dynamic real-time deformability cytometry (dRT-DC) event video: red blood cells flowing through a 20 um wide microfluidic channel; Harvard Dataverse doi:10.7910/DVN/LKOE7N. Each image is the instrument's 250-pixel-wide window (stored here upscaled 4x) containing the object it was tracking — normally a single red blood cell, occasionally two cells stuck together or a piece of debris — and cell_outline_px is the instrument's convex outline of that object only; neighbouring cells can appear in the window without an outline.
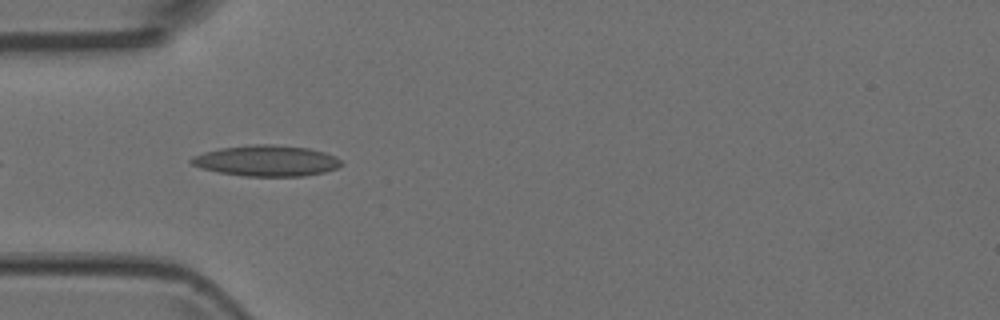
{"species": "Egyptian fruit bat (a non-hibernating species)", "species_latin": "Rousettus aegyptiacus", "temperature_condition": "room temperature", "stored_images_in_passage": 7, "camera_frame_rate_fps": 3000, "um_per_image_px": 0.085, "animal": {"sex": "female"}, "frame": {"image": 1, "passage_image": 4, "time_ms": 1.0, "image_size_px": [1000, 320], "cell_outline_px": [[344, 164], [336, 168], [324, 172], [304, 176], [244, 176], [220, 172], [200, 168], [192, 164], [188, 160], [192, 156], [204, 152], [220, 148], [248, 144], [272, 144], [308, 148], [324, 152], [336, 156]], "centroid_in_image_um": [22.64, 13.66], "position_along_channel_um": 62.4, "area_um2": 27.11}}
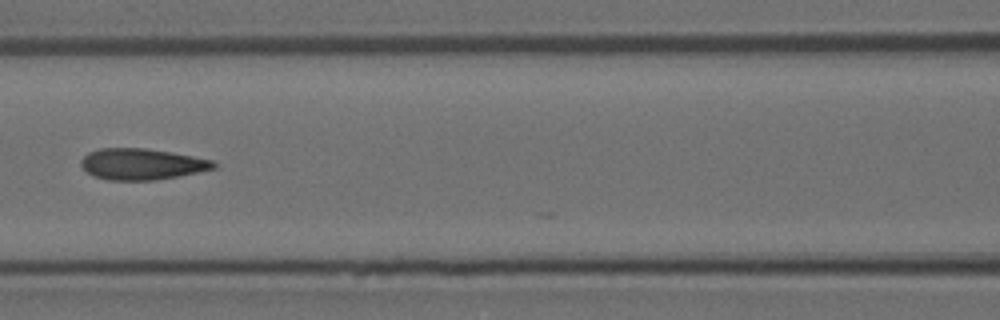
{"frame": {"image": 2, "passage_image": 6, "time_ms": 1.667, "image_size_px": [1000, 320], "cell_outline_px": [[216, 168], [156, 180], [108, 180], [92, 176], [80, 164], [80, 160], [88, 152], [100, 148], [144, 148], [192, 156], [212, 160], [216, 164]], "centroid_in_image_um": [12.0, 13.95], "position_along_channel_um": 154.6, "area_um2": 23.87}}
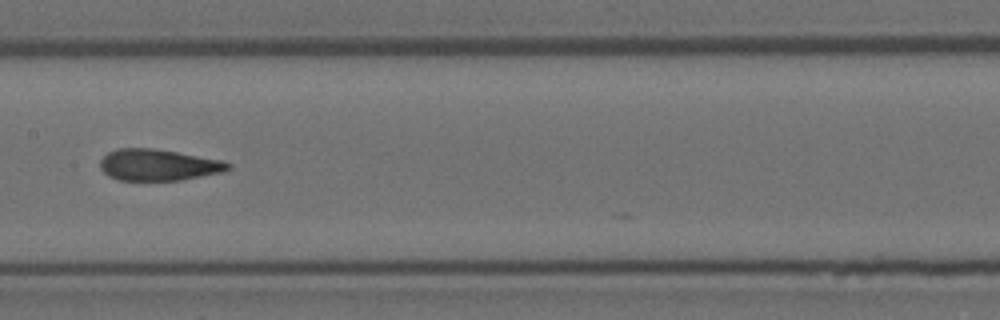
{"frame": {"image": 3, "passage_image": 7, "time_ms": 2.0, "image_size_px": [1000, 320], "cell_outline_px": [[232, 168], [224, 172], [180, 180], [120, 180], [108, 176], [100, 168], [100, 160], [108, 152], [116, 148], [152, 148], [224, 160], [232, 164]], "centroid_in_image_um": [13.48, 14.01], "position_along_channel_um": 193.9, "area_um2": 23.52}}